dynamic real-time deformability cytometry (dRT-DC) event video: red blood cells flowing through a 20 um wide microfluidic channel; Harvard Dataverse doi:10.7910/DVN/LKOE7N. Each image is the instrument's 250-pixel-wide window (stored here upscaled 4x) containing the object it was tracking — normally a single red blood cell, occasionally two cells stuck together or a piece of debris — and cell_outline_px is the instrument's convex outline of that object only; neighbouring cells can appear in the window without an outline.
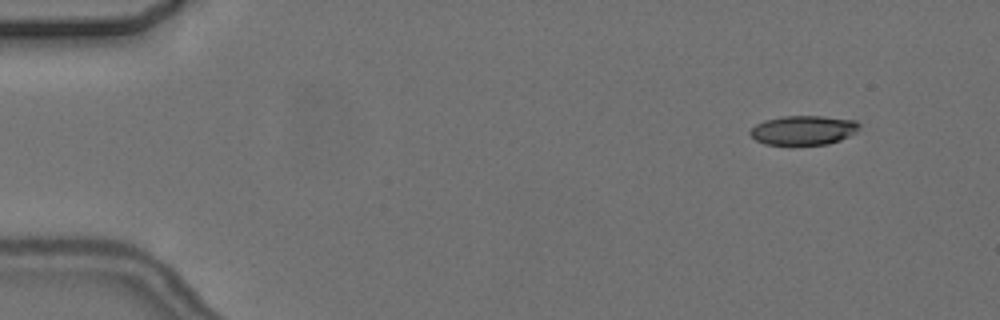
{"species": "common noctule bat (a hibernating species)", "species_latin": "Nyctalus noctula", "temperature_condition": "cold", "stored_images_in_passage": 5, "camera_frame_rate_fps": 3000, "um_per_image_px": 0.085, "animal": {"sex": "female", "body_mass_g": 24.6, "forearm_length_mm": 56.2}, "frame": {"image": 1, "passage_image": 2, "time_ms": 1.333, "image_size_px": [1000, 320], "cell_outline_px": [[860, 124], [856, 132], [840, 140], [828, 144], [792, 148], [764, 144], [756, 140], [748, 132], [756, 124], [764, 120], [784, 116], [824, 116], [856, 120]], "centroid_in_image_um": [68.26, 11.12], "position_along_channel_um": 16.7, "area_um2": 19.48}}
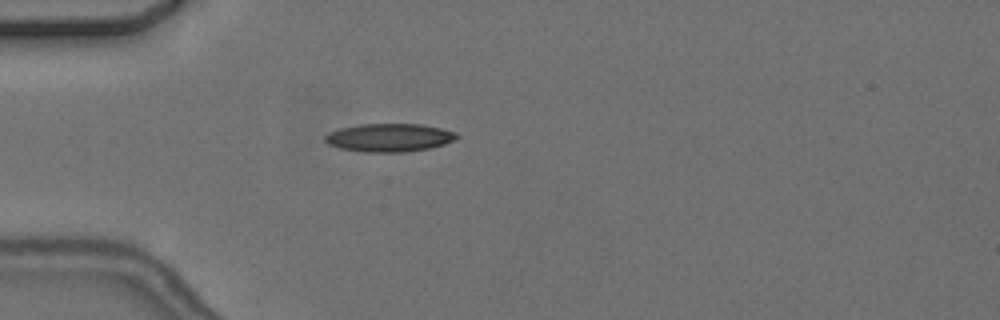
{"frame": {"image": 2, "passage_image": 5, "time_ms": 5.0, "image_size_px": [1000, 320], "cell_outline_px": [[460, 136], [456, 140], [444, 144], [428, 148], [404, 152], [364, 152], [340, 148], [328, 144], [324, 140], [324, 136], [328, 132], [340, 128], [360, 124], [420, 124], [440, 128], [456, 132]], "centroid_in_image_um": [33.08, 11.69], "position_along_channel_um": 51.9, "area_um2": 21.68}}